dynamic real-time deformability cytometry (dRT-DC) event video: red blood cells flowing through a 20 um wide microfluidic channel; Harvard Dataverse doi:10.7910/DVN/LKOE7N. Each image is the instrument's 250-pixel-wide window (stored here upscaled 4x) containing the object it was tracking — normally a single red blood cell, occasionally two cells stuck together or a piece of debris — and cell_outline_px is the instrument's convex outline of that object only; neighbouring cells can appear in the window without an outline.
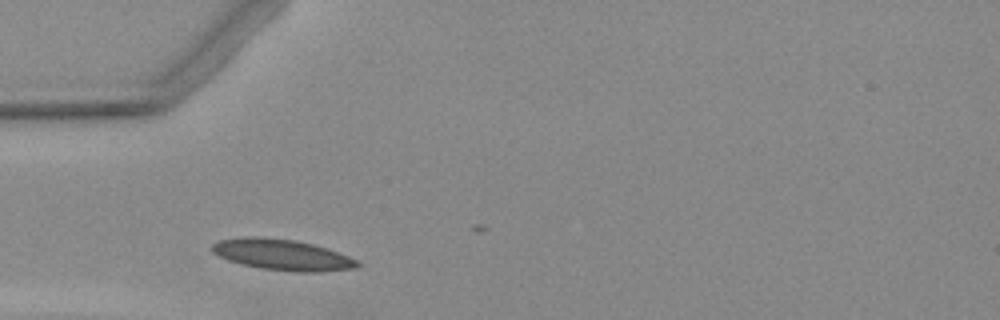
{"species": "Egyptian fruit bat (a non-hibernating species)", "species_latin": "Rousettus aegyptiacus", "temperature_condition": "warm", "stored_images_in_passage": 4, "camera_frame_rate_fps": 3000, "um_per_image_px": 0.085, "animal": {"sex": "female"}, "frame": {"image": 1, "passage_image": 1, "time_ms": 0.0, "image_size_px": [1000, 320], "cell_outline_px": [[360, 264], [356, 268], [316, 272], [296, 272], [260, 268], [240, 264], [228, 260], [212, 252], [212, 244], [220, 240], [244, 236], [252, 236], [292, 240], [312, 244], [348, 256], [356, 260]], "centroid_in_image_um": [23.95, 21.66], "position_along_channel_um": 61.1, "area_um2": 25.84}}
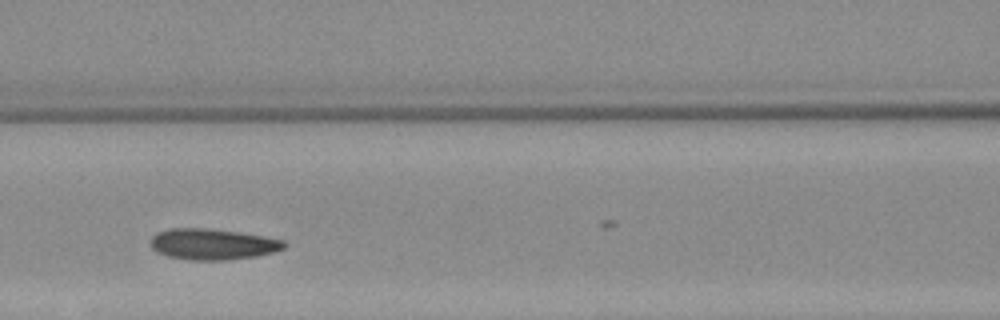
{"frame": {"image": 2, "passage_image": 3, "time_ms": 2.333, "image_size_px": [1000, 320], "cell_outline_px": [[288, 244], [284, 248], [276, 252], [256, 256], [224, 260], [188, 260], [168, 256], [156, 252], [152, 248], [148, 240], [156, 232], [172, 228], [204, 228], [236, 232], [264, 236], [284, 240]], "centroid_in_image_um": [18.05, 20.76], "position_along_channel_um": 148.5, "area_um2": 24.28}}
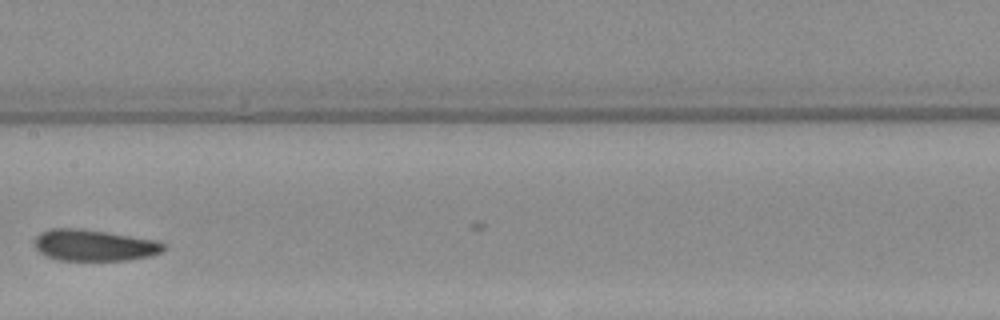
{"frame": {"image": 3, "passage_image": 4, "time_ms": 3.667, "image_size_px": [1000, 320], "cell_outline_px": [[164, 248], [160, 252], [148, 256], [128, 260], [60, 260], [48, 256], [40, 252], [36, 248], [36, 236], [40, 232], [52, 228], [76, 228], [104, 232], [152, 240], [164, 244]], "centroid_in_image_um": [7.95, 20.85], "position_along_channel_um": 199.5, "area_um2": 22.95}}